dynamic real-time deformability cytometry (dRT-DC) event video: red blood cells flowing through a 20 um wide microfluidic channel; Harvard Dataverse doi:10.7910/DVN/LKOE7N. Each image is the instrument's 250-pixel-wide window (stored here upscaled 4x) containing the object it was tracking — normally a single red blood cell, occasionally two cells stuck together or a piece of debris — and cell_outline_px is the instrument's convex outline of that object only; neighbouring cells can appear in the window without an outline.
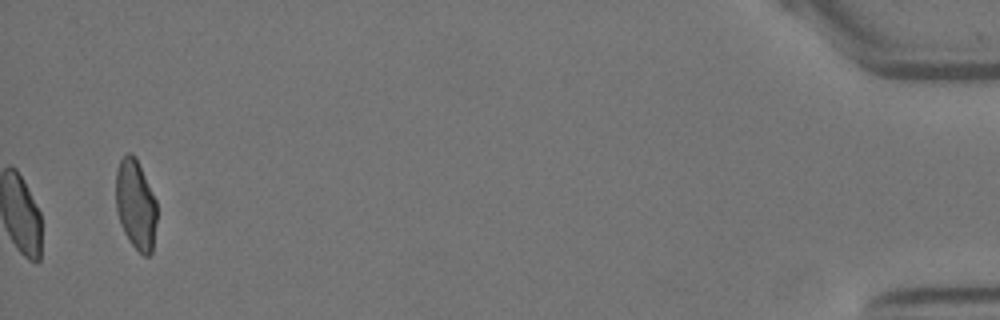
{"species": "Egyptian fruit bat (a non-hibernating species)", "species_latin": "Rousettus aegyptiacus", "temperature_condition": "warm", "stored_images_in_passage": 41, "camera_frame_rate_fps": 3000, "um_per_image_px": 0.085, "animal": {"sex": "female"}, "frame": {"image": 1, "passage_image": 41, "time_ms": 13.333, "image_size_px": [1000, 320], "cell_outline_px": [[156, 220], [152, 252], [148, 256], [144, 256], [128, 240], [120, 224], [116, 212], [116, 168], [120, 160], [128, 152], [132, 152], [136, 156], [156, 200]], "centroid_in_image_um": [11.52, 17.36], "position_along_channel_um": 423.7, "area_um2": 21.62}}